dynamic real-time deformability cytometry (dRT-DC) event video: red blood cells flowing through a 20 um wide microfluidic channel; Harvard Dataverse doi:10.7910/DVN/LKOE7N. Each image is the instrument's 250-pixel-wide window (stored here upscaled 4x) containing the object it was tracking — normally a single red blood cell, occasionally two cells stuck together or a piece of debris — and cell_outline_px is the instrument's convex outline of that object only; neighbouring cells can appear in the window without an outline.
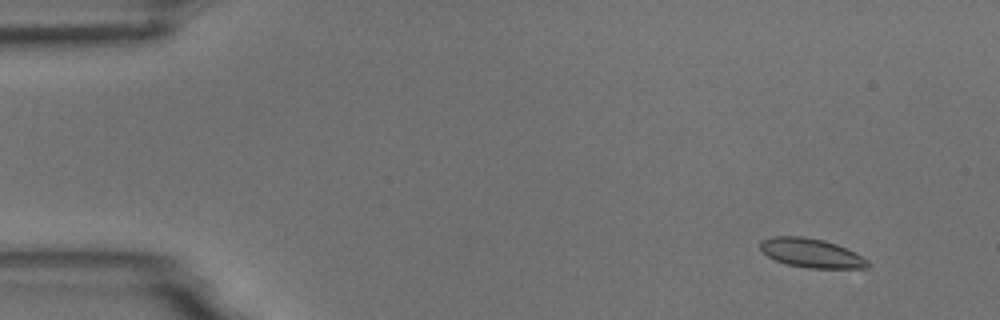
{"species": "common noctule bat (a hibernating species)", "species_latin": "Nyctalus noctula", "temperature_condition": "room temperature", "stored_images_in_passage": 15, "camera_frame_rate_fps": 3000, "um_per_image_px": 0.085, "animal": {"sex": "male", "body_mass_g": 18.8}, "frame": {"image": 1, "passage_image": 2, "time_ms": 0.333, "image_size_px": [1000, 320], "cell_outline_px": [[872, 264], [868, 268], [808, 268], [784, 264], [768, 256], [760, 248], [760, 240], [772, 236], [804, 236], [824, 240], [836, 244], [868, 260]], "centroid_in_image_um": [68.94, 21.51], "position_along_channel_um": 16.1, "area_um2": 18.21}}
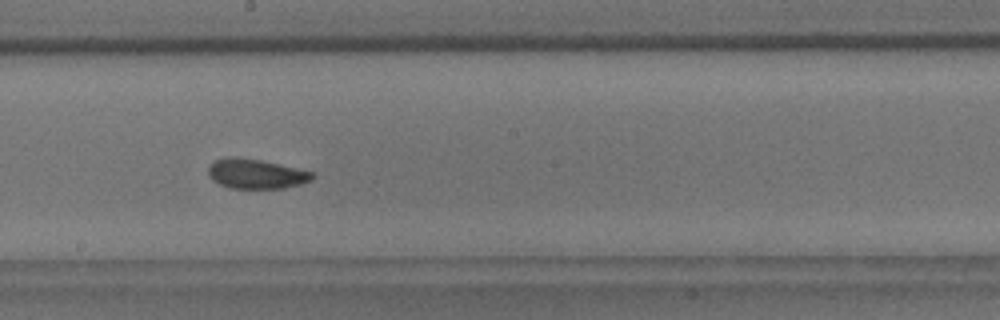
{"frame": {"image": 2, "passage_image": 9, "time_ms": 2.667, "image_size_px": [1000, 320], "cell_outline_px": [[316, 176], [312, 180], [300, 184], [284, 188], [228, 188], [212, 180], [208, 176], [208, 168], [216, 160], [228, 156], [232, 156], [260, 160], [316, 172]], "centroid_in_image_um": [21.79, 14.78], "position_along_channel_um": 226.4, "area_um2": 18.09}}
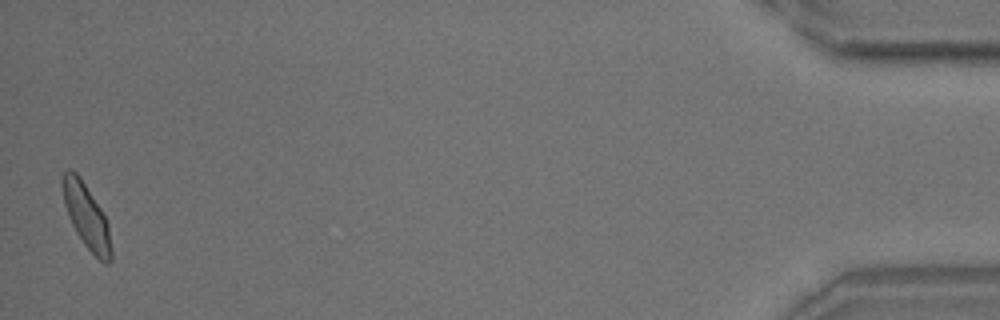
{"frame": {"image": 3, "passage_image": 15, "time_ms": 4.667, "image_size_px": [1000, 320], "cell_outline_px": [[112, 260], [108, 264], [104, 264], [84, 244], [76, 232], [68, 216], [64, 204], [60, 184], [60, 176], [68, 168], [72, 168], [80, 176], [100, 208], [108, 224], [112, 248]], "centroid_in_image_um": [7.32, 18.34], "position_along_channel_um": 427.9, "area_um2": 18.5}}